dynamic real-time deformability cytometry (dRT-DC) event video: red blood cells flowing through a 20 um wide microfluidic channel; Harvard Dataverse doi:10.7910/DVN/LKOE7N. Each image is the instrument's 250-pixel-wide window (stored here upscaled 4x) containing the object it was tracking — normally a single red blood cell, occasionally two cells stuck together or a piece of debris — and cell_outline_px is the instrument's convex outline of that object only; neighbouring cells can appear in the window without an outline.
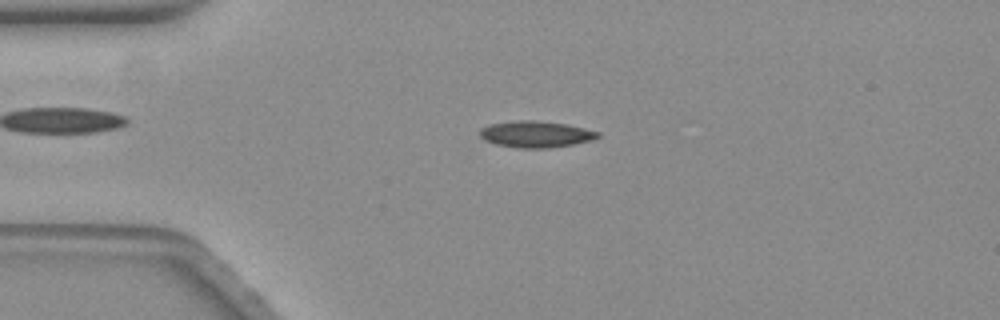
{"species": "common noctule bat (a hibernating species)", "species_latin": "Nyctalus noctula", "temperature_condition": "warm", "stored_images_in_passage": 57, "camera_frame_rate_fps": 3000, "um_per_image_px": 0.085, "animal": {"sex": "female", "body_mass_g": 19.3, "forearm_length_mm": 54.1}, "frame": {"image": 1, "passage_image": 13, "time_ms": 4.0, "image_size_px": [1000, 320], "cell_outline_px": [[600, 136], [592, 140], [572, 144], [548, 148], [516, 148], [496, 144], [484, 140], [480, 136], [480, 128], [492, 124], [520, 120], [532, 120], [564, 124], [600, 132]], "centroid_in_image_um": [45.52, 11.42], "position_along_channel_um": 39.5, "area_um2": 17.92}}
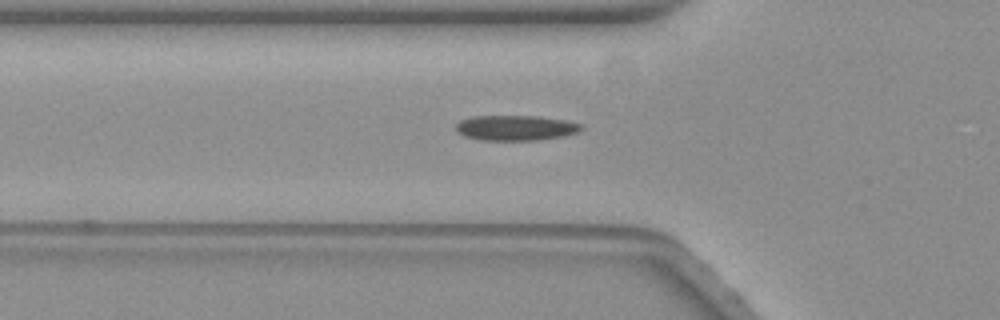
{"frame": {"image": 2, "passage_image": 19, "time_ms": 6.0, "image_size_px": [1000, 320], "cell_outline_px": [[584, 128], [576, 132], [564, 136], [540, 140], [480, 140], [464, 136], [456, 128], [456, 124], [460, 120], [472, 116], [536, 116], [564, 120], [580, 124]], "centroid_in_image_um": [43.82, 10.87], "position_along_channel_um": 82.0, "area_um2": 18.32}}
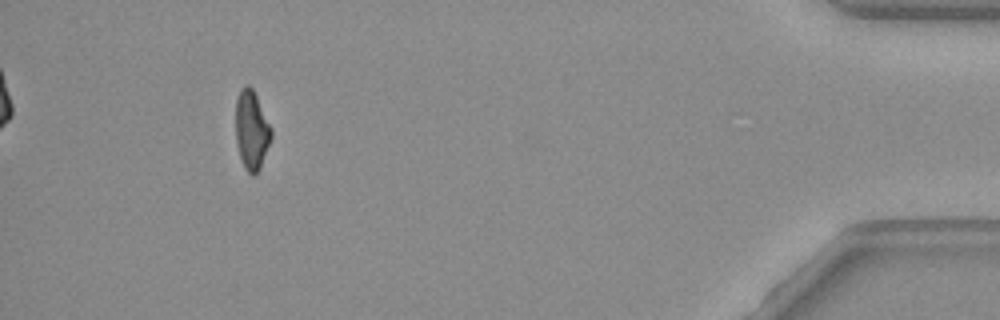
{"frame": {"image": 3, "passage_image": 53, "time_ms": 17.333, "image_size_px": [1000, 320], "cell_outline_px": [[272, 136], [260, 168], [256, 176], [252, 176], [244, 168], [240, 156], [236, 140], [236, 100], [240, 88], [244, 84], [248, 84], [252, 88], [272, 128]], "centroid_in_image_um": [21.38, 11.06], "position_along_channel_um": 413.8, "area_um2": 16.42}, "authors_computed_cell_mechanics": {"area_um2": 17.629, "velocity_mm_per_s": 3.5313, "shape_relaxation_time_tau1_ms": 5.5962, "shape_relaxation_time_tau2_ms": 2.9327, "deformation_change_tau1": 0.153, "deformation_change_tau2": 0.0809}}